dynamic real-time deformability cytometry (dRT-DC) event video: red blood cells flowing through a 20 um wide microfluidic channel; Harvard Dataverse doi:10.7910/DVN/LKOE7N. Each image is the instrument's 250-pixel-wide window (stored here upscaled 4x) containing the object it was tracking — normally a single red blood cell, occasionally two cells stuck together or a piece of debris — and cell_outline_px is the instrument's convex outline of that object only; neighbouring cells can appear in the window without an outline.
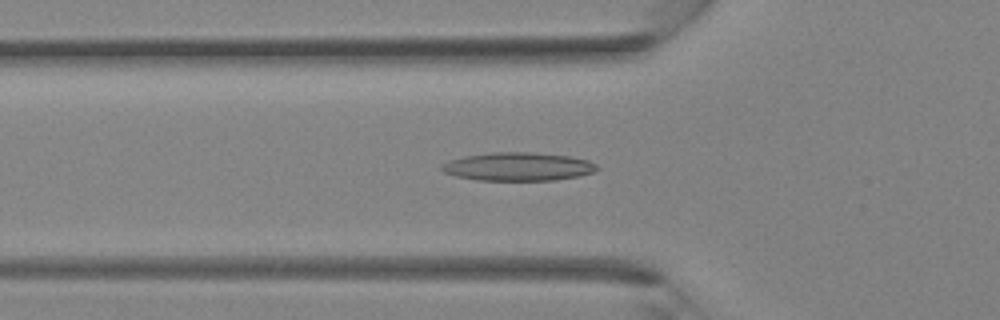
{"species": "Egyptian fruit bat (a non-hibernating species)", "species_latin": "Rousettus aegyptiacus", "temperature_condition": "room temperature", "stored_images_in_passage": 30, "camera_frame_rate_fps": 3000, "um_per_image_px": 0.085, "animal": {"sex": "female"}, "frame": {"image": 1, "passage_image": 6, "time_ms": 1.667, "image_size_px": [1000, 320], "cell_outline_px": [[600, 168], [596, 172], [580, 176], [556, 180], [476, 180], [456, 176], [444, 172], [440, 168], [440, 164], [448, 160], [464, 156], [492, 152], [532, 152], [572, 156], [588, 160], [596, 164]], "centroid_in_image_um": [44.06, 14.16], "position_along_channel_um": 81.7, "area_um2": 26.01}}
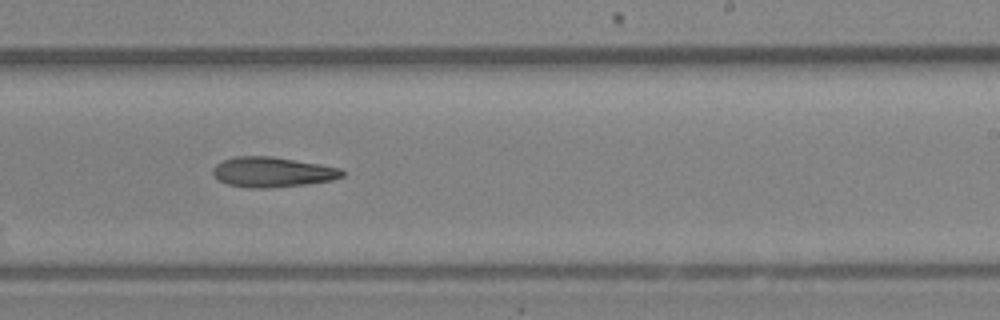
{"frame": {"image": 2, "passage_image": 16, "time_ms": 5.0, "image_size_px": [1000, 320], "cell_outline_px": [[344, 176], [332, 180], [308, 184], [268, 188], [248, 188], [228, 184], [220, 180], [212, 172], [212, 168], [220, 160], [236, 156], [272, 156], [320, 164], [340, 168], [344, 172]], "centroid_in_image_um": [23.15, 14.62], "position_along_channel_um": 265.9, "area_um2": 22.77}}
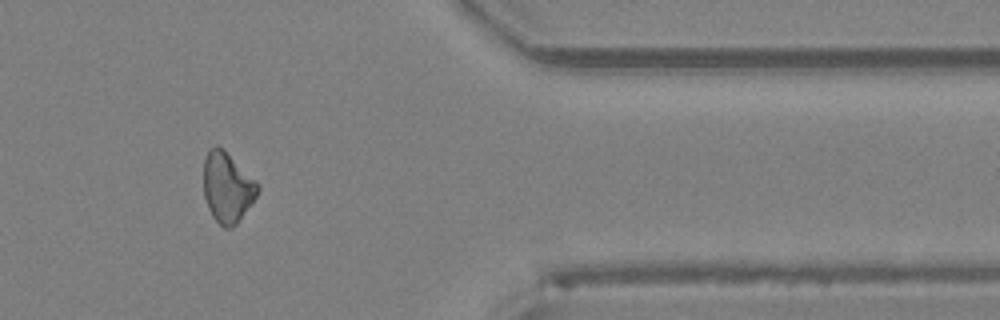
{"frame": {"image": 3, "passage_image": 24, "time_ms": 7.667, "image_size_px": [1000, 320], "cell_outline_px": [[260, 188], [256, 196], [236, 224], [232, 228], [224, 228], [212, 216], [208, 208], [204, 196], [204, 160], [208, 152], [216, 144], [224, 148], [260, 184]], "centroid_in_image_um": [19.33, 15.9], "position_along_channel_um": 392.1, "area_um2": 22.14}}